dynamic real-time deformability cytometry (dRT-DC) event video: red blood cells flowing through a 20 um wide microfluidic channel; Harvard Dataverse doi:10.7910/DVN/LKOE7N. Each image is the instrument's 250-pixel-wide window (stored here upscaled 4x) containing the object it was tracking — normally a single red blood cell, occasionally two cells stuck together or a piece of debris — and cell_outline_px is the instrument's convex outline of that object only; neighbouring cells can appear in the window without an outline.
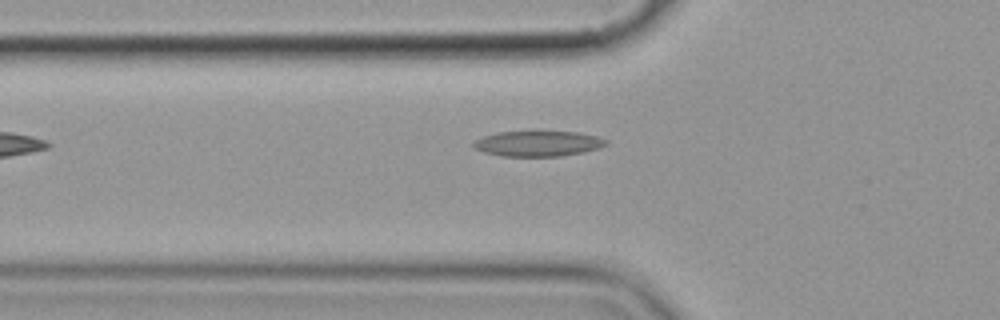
{"species": "common noctule bat (a hibernating species)", "species_latin": "Nyctalus noctula", "temperature_condition": "cold", "stored_images_in_passage": 6, "camera_frame_rate_fps": 3000, "um_per_image_px": 0.085, "animal": {"sex": "female", "body_mass_g": 19.9}, "frame": {"image": 1, "passage_image": 6, "time_ms": 5.667, "image_size_px": [1000, 320], "cell_outline_px": [[608, 144], [600, 148], [584, 152], [560, 156], [500, 156], [484, 152], [476, 148], [472, 144], [472, 140], [496, 132], [532, 128], [580, 132], [596, 136], [608, 140]], "centroid_in_image_um": [45.73, 12.14], "position_along_channel_um": 80.1, "area_um2": 20.87}}